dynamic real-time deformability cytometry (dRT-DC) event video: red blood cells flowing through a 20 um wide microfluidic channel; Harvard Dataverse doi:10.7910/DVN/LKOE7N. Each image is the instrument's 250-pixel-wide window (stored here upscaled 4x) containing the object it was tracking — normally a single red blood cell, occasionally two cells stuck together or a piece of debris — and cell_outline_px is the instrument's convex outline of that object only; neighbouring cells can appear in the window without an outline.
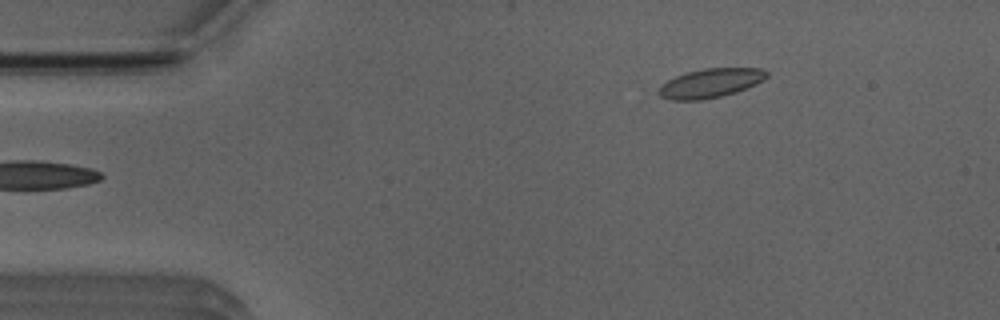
{"species": "Egyptian fruit bat (a non-hibernating species)", "species_latin": "Rousettus aegyptiacus", "temperature_condition": "room temperature", "stored_images_in_passage": 45, "camera_frame_rate_fps": 3000, "um_per_image_px": 0.085, "animal": {"sex": "male"}, "frame": {"image": 1, "passage_image": 1, "time_ms": 0.0, "image_size_px": [1000, 320], "cell_outline_px": [[768, 76], [764, 80], [756, 84], [736, 92], [720, 96], [700, 100], [672, 100], [660, 96], [656, 92], [660, 84], [676, 76], [688, 72], [704, 68], [764, 68], [768, 72]], "centroid_in_image_um": [60.39, 7.06], "position_along_channel_um": 24.6, "area_um2": 18.38}}
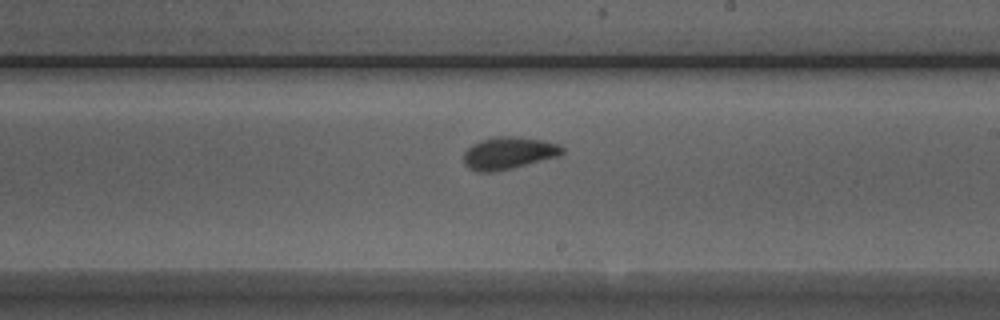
{"frame": {"image": 2, "passage_image": 23, "time_ms": 7.333, "image_size_px": [1000, 320], "cell_outline_px": [[564, 152], [560, 156], [512, 168], [492, 172], [476, 172], [468, 168], [464, 164], [464, 152], [472, 144], [496, 136], [508, 136], [544, 140], [560, 144], [564, 148]], "centroid_in_image_um": [43.25, 13.02], "position_along_channel_um": 245.8, "area_um2": 18.55}}
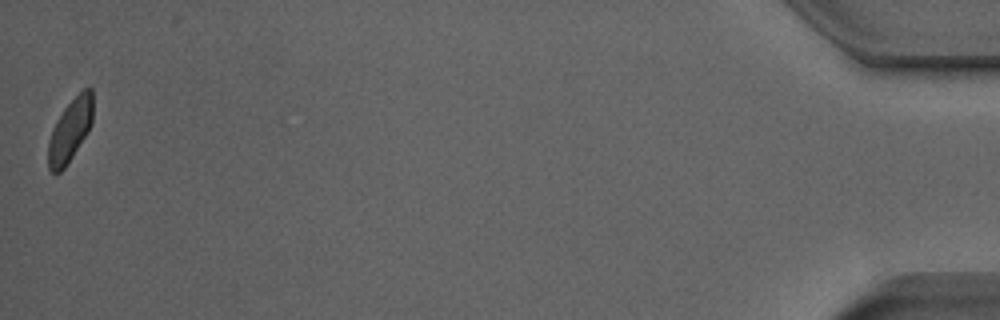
{"frame": {"image": 3, "passage_image": 45, "time_ms": 14.667, "image_size_px": [1000, 320], "cell_outline_px": [[92, 124], [88, 132], [64, 168], [60, 172], [52, 172], [48, 168], [48, 140], [52, 128], [56, 120], [64, 108], [84, 88], [92, 88]], "centroid_in_image_um": [5.94, 11.08], "position_along_channel_um": 429.3, "area_um2": 16.18}, "authors_computed_cell_mechanics": {"area_um2": 17.918, "velocity_mm_per_s": 3.9045, "shape_relaxation_time_tau1_ms": 8.8203, "shape_relaxation_time_tau2_ms": 1.1251, "deformation_change_tau1": 0.1772, "deformation_change_tau2": 0.0582}}